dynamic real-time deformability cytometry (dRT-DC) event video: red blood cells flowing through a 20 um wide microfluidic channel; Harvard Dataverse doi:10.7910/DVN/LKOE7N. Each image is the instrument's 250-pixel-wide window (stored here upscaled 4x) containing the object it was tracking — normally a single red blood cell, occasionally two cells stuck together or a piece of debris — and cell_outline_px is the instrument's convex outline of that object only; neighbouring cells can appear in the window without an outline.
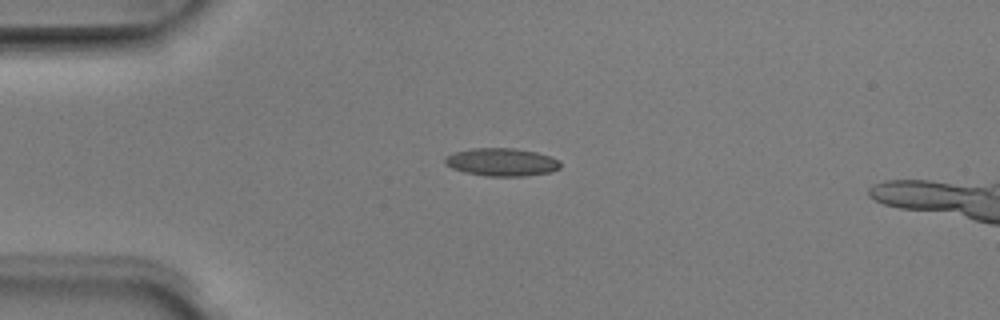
{"species": "Egyptian fruit bat (a non-hibernating species)", "species_latin": "Rousettus aegyptiacus", "temperature_condition": "room temperature", "stored_images_in_passage": 6, "camera_frame_rate_fps": 3000, "um_per_image_px": 0.085, "animal": {"sex": "male"}, "frame": {"image": 1, "passage_image": 3, "time_ms": 0.667, "image_size_px": [1000, 320], "cell_outline_px": [[560, 168], [552, 172], [524, 176], [484, 176], [464, 172], [452, 168], [444, 164], [444, 156], [456, 152], [472, 148], [516, 148], [536, 152], [552, 156], [560, 160]], "centroid_in_image_um": [42.65, 13.78], "position_along_channel_um": 42.3, "area_um2": 19.02}}
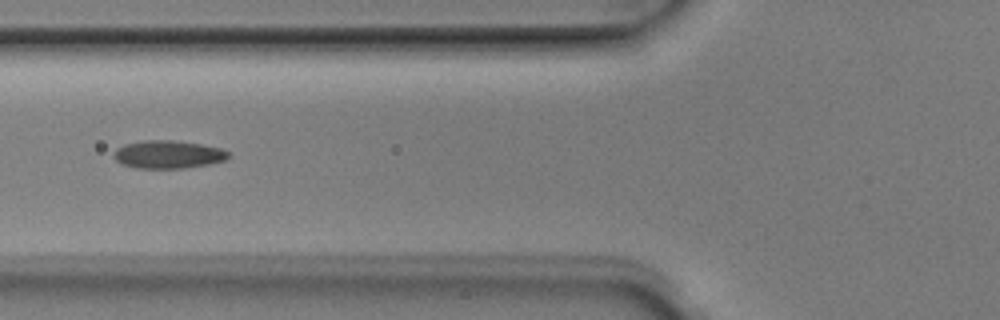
{"frame": {"image": 2, "passage_image": 5, "time_ms": 1.333, "image_size_px": [1000, 320], "cell_outline_px": [[232, 156], [228, 160], [208, 164], [184, 168], [136, 168], [124, 164], [116, 160], [112, 156], [112, 152], [116, 148], [124, 144], [144, 140], [172, 140], [200, 144], [220, 148], [228, 152]], "centroid_in_image_um": [14.29, 13.12], "position_along_channel_um": 111.5, "area_um2": 18.79}}
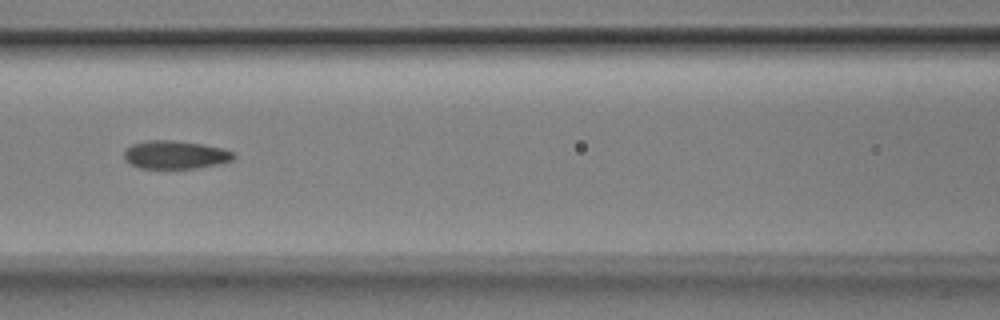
{"frame": {"image": 3, "passage_image": 6, "time_ms": 1.667, "image_size_px": [1000, 320], "cell_outline_px": [[236, 156], [232, 160], [220, 164], [200, 168], [140, 168], [124, 160], [124, 152], [132, 144], [148, 140], [172, 140], [200, 144], [224, 148], [232, 152]], "centroid_in_image_um": [14.92, 13.16], "position_along_channel_um": 151.7, "area_um2": 17.98}}